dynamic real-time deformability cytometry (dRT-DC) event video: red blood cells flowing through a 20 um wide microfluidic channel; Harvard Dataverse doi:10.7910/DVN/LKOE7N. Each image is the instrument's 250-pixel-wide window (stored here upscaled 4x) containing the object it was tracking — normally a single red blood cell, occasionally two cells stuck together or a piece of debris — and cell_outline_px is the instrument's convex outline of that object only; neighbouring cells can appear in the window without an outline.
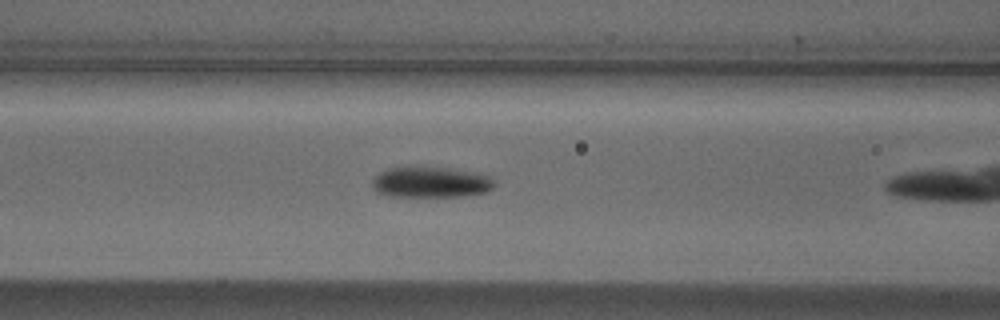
{"species": "Egyptian fruit bat (a non-hibernating species)", "species_latin": "Rousettus aegyptiacus", "temperature_condition": "cold", "stored_images_in_passage": 7, "camera_frame_rate_fps": 3000, "um_per_image_px": 0.085, "animal": {"sex": "male"}, "frame": {"image": 1, "passage_image": 6, "time_ms": 1.667, "image_size_px": [1000, 320], "cell_outline_px": [[496, 184], [488, 192], [460, 196], [392, 196], [376, 192], [372, 188], [372, 180], [380, 172], [388, 168], [412, 164], [416, 164], [452, 168], [472, 172], [488, 176]], "centroid_in_image_um": [36.56, 15.44], "position_along_channel_um": 130.0, "area_um2": 22.54}}